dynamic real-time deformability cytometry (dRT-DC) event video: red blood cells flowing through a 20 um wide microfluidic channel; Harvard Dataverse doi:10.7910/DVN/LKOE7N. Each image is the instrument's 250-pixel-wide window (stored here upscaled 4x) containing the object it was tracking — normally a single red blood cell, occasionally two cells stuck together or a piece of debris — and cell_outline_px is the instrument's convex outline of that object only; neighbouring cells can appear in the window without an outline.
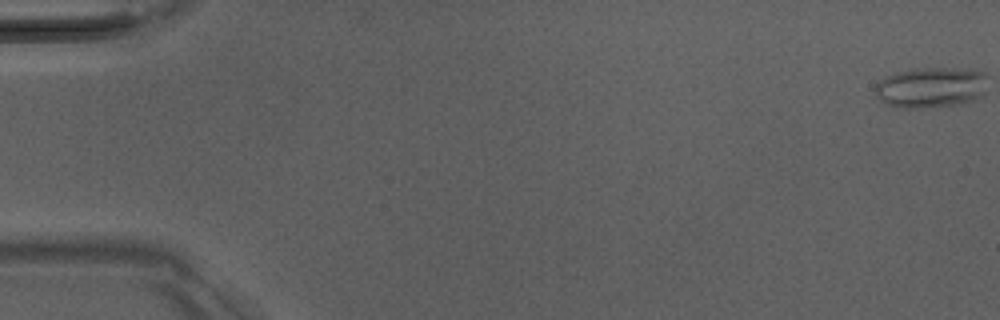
{"species": "Egyptian fruit bat (a non-hibernating species)", "species_latin": "Rousettus aegyptiacus", "temperature_condition": "room temperature", "stored_images_in_passage": 49, "camera_frame_rate_fps": 3000, "um_per_image_px": 0.085, "animal": {"sex": "male"}, "frame": {"image": 1, "passage_image": 1, "time_ms": 0.0, "image_size_px": [1000, 320], "cell_outline_px": [[984, 96], [976, 100], [960, 104], [924, 108], [896, 108], [880, 100], [876, 96], [876, 84], [884, 76], [896, 72], [912, 68], [944, 68], [980, 72], [984, 76]], "centroid_in_image_um": [79.06, 7.46], "position_along_channel_um": 5.9, "area_um2": 26.53}}
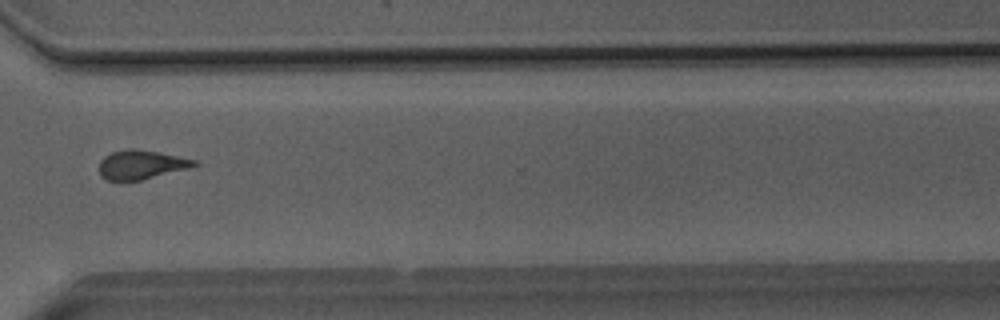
{"frame": {"image": 2, "passage_image": 39, "time_ms": 12.667, "image_size_px": [1000, 320], "cell_outline_px": [[200, 164], [188, 168], [140, 180], [108, 180], [100, 176], [100, 160], [104, 156], [112, 152], [124, 148], [132, 148], [156, 152], [196, 160]], "centroid_in_image_um": [11.97, 13.98], "position_along_channel_um": 358.6, "area_um2": 15.84}}
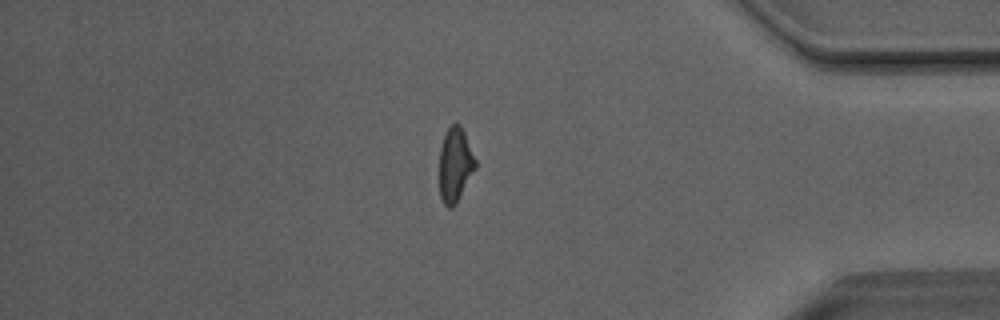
{"frame": {"image": 3, "passage_image": 44, "time_ms": 14.333, "image_size_px": [1000, 320], "cell_outline_px": [[476, 168], [456, 204], [452, 208], [448, 208], [444, 204], [440, 196], [440, 148], [444, 136], [448, 128], [452, 124], [460, 124], [464, 132], [476, 160]], "centroid_in_image_um": [38.69, 14.03], "position_along_channel_um": 396.5, "area_um2": 15.49}}